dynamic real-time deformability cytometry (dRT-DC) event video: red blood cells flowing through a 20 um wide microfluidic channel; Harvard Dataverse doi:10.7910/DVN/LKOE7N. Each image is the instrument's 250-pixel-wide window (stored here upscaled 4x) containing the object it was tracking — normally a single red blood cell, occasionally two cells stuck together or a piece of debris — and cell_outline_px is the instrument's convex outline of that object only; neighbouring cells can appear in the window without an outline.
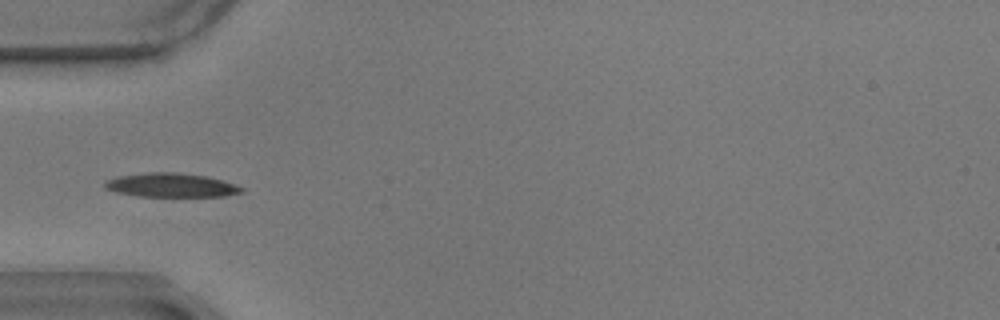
{"species": "common noctule bat (a hibernating species)", "species_latin": "Nyctalus noctula", "temperature_condition": "warm", "stored_images_in_passage": 14, "camera_frame_rate_fps": 3000, "um_per_image_px": 0.085, "animal": {"sex": "male", "body_mass_g": 17.9}, "frame": {"image": 1, "passage_image": 1, "time_ms": 0.0, "image_size_px": [1000, 320], "cell_outline_px": [[244, 192], [224, 196], [140, 196], [120, 192], [104, 188], [104, 184], [108, 180], [120, 176], [152, 172], [172, 172], [204, 176], [220, 180], [244, 188]], "centroid_in_image_um": [14.56, 15.74], "position_along_channel_um": 70.4, "area_um2": 18.5}}
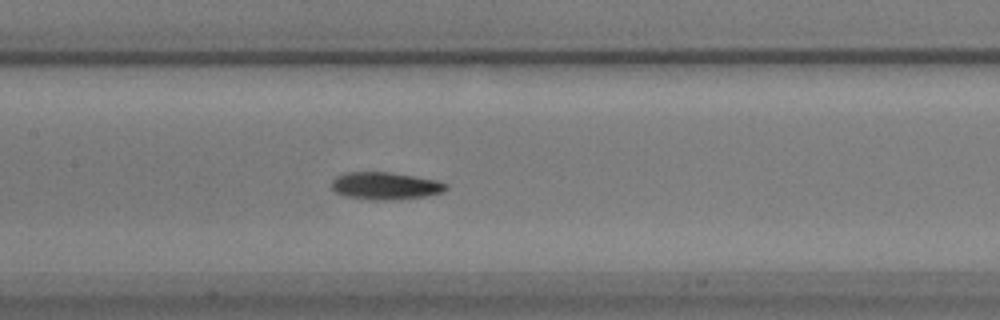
{"frame": {"image": 2, "passage_image": 10, "time_ms": 3.0, "image_size_px": [1000, 320], "cell_outline_px": [[448, 188], [440, 192], [424, 196], [392, 200], [372, 200], [344, 196], [336, 192], [332, 188], [332, 180], [336, 176], [348, 172], [388, 172], [436, 180], [448, 184]], "centroid_in_image_um": [32.72, 15.8], "position_along_channel_um": 174.7, "area_um2": 18.09}}
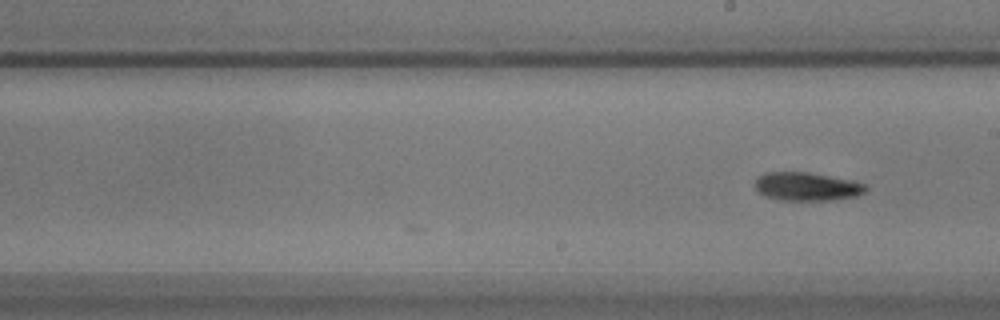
{"frame": {"image": 3, "passage_image": 14, "time_ms": 4.333, "image_size_px": [1000, 320], "cell_outline_px": [[868, 188], [864, 192], [856, 196], [832, 200], [780, 200], [764, 196], [756, 192], [756, 176], [764, 172], [808, 172], [868, 184]], "centroid_in_image_um": [68.54, 15.86], "position_along_channel_um": 220.5, "area_um2": 18.38}}